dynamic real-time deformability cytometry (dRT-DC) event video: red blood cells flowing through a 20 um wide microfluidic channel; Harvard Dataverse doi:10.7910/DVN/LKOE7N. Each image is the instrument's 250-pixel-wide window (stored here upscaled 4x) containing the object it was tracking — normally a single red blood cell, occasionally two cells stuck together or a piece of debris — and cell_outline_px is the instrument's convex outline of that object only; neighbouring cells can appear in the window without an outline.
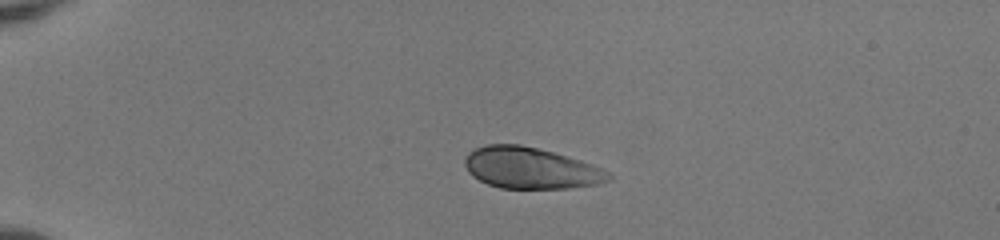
{"species": "human", "species_latin": "Homo sapiens", "temperature_condition": "room temperature", "stored_images_in_passage": 40, "camera_frame_rate_fps": 3000, "um_per_image_px": 0.085, "donor": {"sex": "female"}, "frame": {"image": 1, "passage_image": 1, "time_ms": 0.0, "image_size_px": [1000, 240], "cell_outline_px": [[612, 176], [608, 180], [600, 184], [568, 188], [500, 188], [488, 184], [472, 176], [468, 172], [464, 164], [464, 156], [468, 152], [484, 144], [520, 144], [552, 152], [580, 160], [592, 164], [608, 172]], "centroid_in_image_um": [45.06, 14.28], "position_along_channel_um": 39.9, "area_um2": 34.56}}
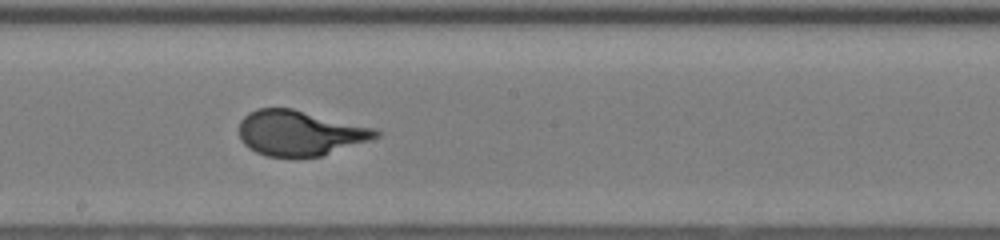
{"frame": {"image": 2, "passage_image": 19, "time_ms": 6.0, "image_size_px": [1000, 240], "cell_outline_px": [[380, 136], [320, 156], [268, 156], [256, 152], [248, 148], [240, 140], [240, 120], [248, 112], [256, 108], [292, 108], [376, 128], [380, 132]], "centroid_in_image_um": [25.45, 11.28], "position_along_channel_um": 222.7, "area_um2": 35.72}}
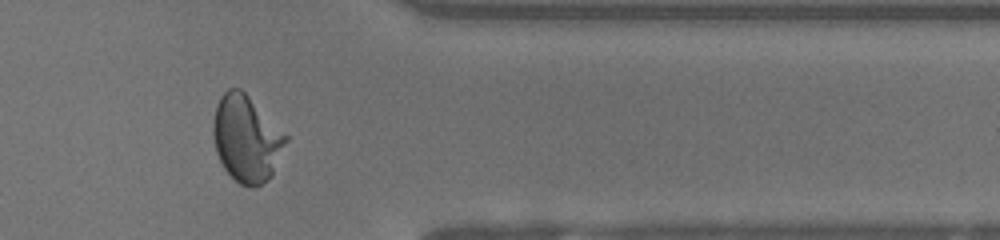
{"frame": {"image": 3, "passage_image": 32, "time_ms": 10.333, "image_size_px": [1000, 240], "cell_outline_px": [[288, 140], [272, 176], [268, 180], [252, 188], [240, 184], [224, 168], [216, 152], [212, 132], [212, 124], [216, 104], [220, 96], [228, 88], [240, 88], [288, 136]], "centroid_in_image_um": [20.94, 11.79], "position_along_channel_um": 390.5, "area_um2": 36.53}, "authors_computed_cell_mechanics": {"area_um2": 35.8071, "velocity_mm_per_s": 4.0318, "shape_relaxation_time_tau1_ms": 3.9669, "shape_relaxation_time_tau2_ms": null, "deformation_change_tau1": 0.2075, "deformation_change_tau2": null}}